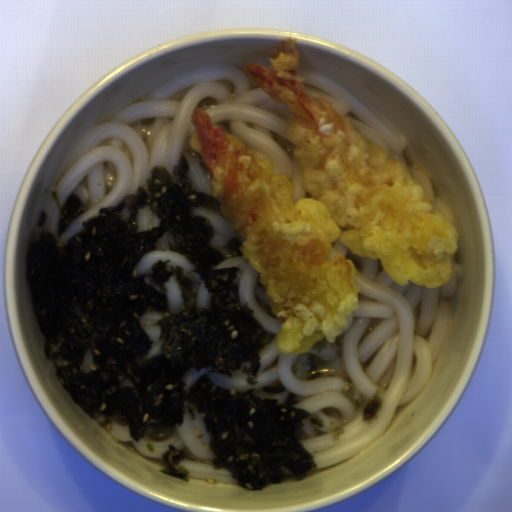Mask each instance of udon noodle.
I'll list each match as a JSON object with an SVG mask.
<instances>
[{
    "label": "udon noodle",
    "instance_id": "udon-noodle-1",
    "mask_svg": "<svg viewBox=\"0 0 512 512\" xmlns=\"http://www.w3.org/2000/svg\"><path fill=\"white\" fill-rule=\"evenodd\" d=\"M350 259L357 277L358 303L346 317L345 328L327 349L307 351L315 356L321 374L308 380L302 354L281 353L276 348L280 328L261 273L243 256L221 261L214 269L238 267L233 279L241 306L245 303L261 326L274 335L273 343L259 356L258 383L248 384L241 362L233 377L203 369L186 372L187 392L201 376H208L224 390L247 392L254 389L260 399H275L281 405L288 393L300 401V408L323 420L322 427L303 421L302 445L314 457V470L354 456L376 441L387 429L398 409L415 401L426 388L440 358L449 322V304L464 275L452 256L447 283L425 288L409 279L404 286L384 271L381 258L353 255L337 238L330 245V257ZM284 382L286 391L269 394L261 388L275 381ZM354 384L364 395L382 393L385 403L371 423H362L360 413L341 394L344 384ZM313 470V471H314Z\"/></svg>",
    "mask_w": 512,
    "mask_h": 512
},
{
    "label": "udon noodle",
    "instance_id": "udon-noodle-2",
    "mask_svg": "<svg viewBox=\"0 0 512 512\" xmlns=\"http://www.w3.org/2000/svg\"><path fill=\"white\" fill-rule=\"evenodd\" d=\"M243 68L228 64L188 70L93 126L73 147L51 189L58 191L62 205L69 194H78L86 211L58 237L59 209L50 191L40 235L51 233L59 246L66 245L84 221L146 185L154 167L172 173L196 129L194 108L206 110L213 124L247 149L264 154L275 174L291 178L295 204L313 198L293 157L288 108L272 101Z\"/></svg>",
    "mask_w": 512,
    "mask_h": 512
},
{
    "label": "udon noodle",
    "instance_id": "udon-noodle-3",
    "mask_svg": "<svg viewBox=\"0 0 512 512\" xmlns=\"http://www.w3.org/2000/svg\"><path fill=\"white\" fill-rule=\"evenodd\" d=\"M300 74L305 87L310 92L320 94L326 101L333 104L366 140L379 146L389 156L406 166L414 181L426 190L431 202L444 213L447 222L453 226L452 209L436 195L429 174L424 170H417L408 163L407 147L404 141L387 123L329 77L301 68Z\"/></svg>",
    "mask_w": 512,
    "mask_h": 512
},
{
    "label": "udon noodle",
    "instance_id": "udon-noodle-4",
    "mask_svg": "<svg viewBox=\"0 0 512 512\" xmlns=\"http://www.w3.org/2000/svg\"><path fill=\"white\" fill-rule=\"evenodd\" d=\"M115 439L128 443L140 456L159 458L169 445L185 452V459L178 467L187 471L188 477L219 482L224 484H237L231 474L222 468H214L209 462L213 455L211 441L208 437L204 420L198 415L195 420L188 416L181 425H176L171 434L161 441L147 438L133 440L129 427L120 423L111 422L102 426Z\"/></svg>",
    "mask_w": 512,
    "mask_h": 512
},
{
    "label": "udon noodle",
    "instance_id": "udon-noodle-5",
    "mask_svg": "<svg viewBox=\"0 0 512 512\" xmlns=\"http://www.w3.org/2000/svg\"><path fill=\"white\" fill-rule=\"evenodd\" d=\"M174 244L173 236L170 233H164L155 244V249L145 254L133 267L137 275L147 274L151 271L152 265L162 260H170L168 264L172 265L175 269L180 266L183 269V276L188 277L194 282L193 290L196 293L195 308L202 309L209 307L211 304L212 295L205 288V280L201 279L199 274L195 271V265L189 262L182 254L169 250V245Z\"/></svg>",
    "mask_w": 512,
    "mask_h": 512
},
{
    "label": "udon noodle",
    "instance_id": "udon-noodle-6",
    "mask_svg": "<svg viewBox=\"0 0 512 512\" xmlns=\"http://www.w3.org/2000/svg\"><path fill=\"white\" fill-rule=\"evenodd\" d=\"M191 215L202 216L210 221V226L214 229V236L210 242L211 248H221L229 239L240 238L224 214H218L201 206L192 209Z\"/></svg>",
    "mask_w": 512,
    "mask_h": 512
},
{
    "label": "udon noodle",
    "instance_id": "udon-noodle-7",
    "mask_svg": "<svg viewBox=\"0 0 512 512\" xmlns=\"http://www.w3.org/2000/svg\"><path fill=\"white\" fill-rule=\"evenodd\" d=\"M160 320L162 316L157 310L145 311L140 317V325L152 343L150 350L145 354L146 359L158 356L162 352L161 328L160 325H155Z\"/></svg>",
    "mask_w": 512,
    "mask_h": 512
},
{
    "label": "udon noodle",
    "instance_id": "udon-noodle-8",
    "mask_svg": "<svg viewBox=\"0 0 512 512\" xmlns=\"http://www.w3.org/2000/svg\"><path fill=\"white\" fill-rule=\"evenodd\" d=\"M188 163L189 172L187 174V178L191 179L194 189L196 191L212 194L211 174L191 158L188 159Z\"/></svg>",
    "mask_w": 512,
    "mask_h": 512
},
{
    "label": "udon noodle",
    "instance_id": "udon-noodle-9",
    "mask_svg": "<svg viewBox=\"0 0 512 512\" xmlns=\"http://www.w3.org/2000/svg\"><path fill=\"white\" fill-rule=\"evenodd\" d=\"M165 293L169 313L177 314L181 312L184 302L182 298V290L176 280V275H173L166 282Z\"/></svg>",
    "mask_w": 512,
    "mask_h": 512
},
{
    "label": "udon noodle",
    "instance_id": "udon-noodle-10",
    "mask_svg": "<svg viewBox=\"0 0 512 512\" xmlns=\"http://www.w3.org/2000/svg\"><path fill=\"white\" fill-rule=\"evenodd\" d=\"M137 232L150 231L153 227L158 226L160 221L158 216L154 215L153 209L145 206L139 210L136 216Z\"/></svg>",
    "mask_w": 512,
    "mask_h": 512
},
{
    "label": "udon noodle",
    "instance_id": "udon-noodle-11",
    "mask_svg": "<svg viewBox=\"0 0 512 512\" xmlns=\"http://www.w3.org/2000/svg\"><path fill=\"white\" fill-rule=\"evenodd\" d=\"M81 368L85 374L89 373L94 368V355L91 348L84 353Z\"/></svg>",
    "mask_w": 512,
    "mask_h": 512
}]
</instances>
